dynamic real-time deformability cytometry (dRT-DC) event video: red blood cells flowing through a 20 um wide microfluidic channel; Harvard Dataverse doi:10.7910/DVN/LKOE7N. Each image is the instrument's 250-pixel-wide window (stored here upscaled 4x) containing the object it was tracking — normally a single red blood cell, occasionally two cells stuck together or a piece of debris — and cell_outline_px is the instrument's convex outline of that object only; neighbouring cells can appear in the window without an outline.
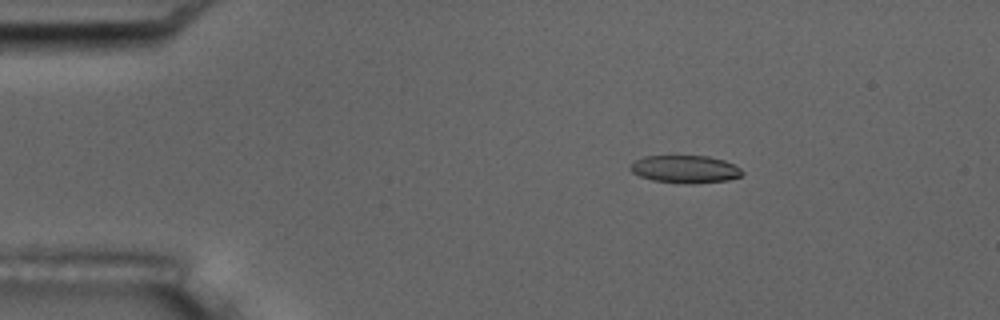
{"species": "common noctule bat (a hibernating species)", "species_latin": "Nyctalus noctula", "temperature_condition": "room temperature", "stored_images_in_passage": 5, "camera_frame_rate_fps": 3000, "um_per_image_px": 0.085, "animal": {"sex": "male", "body_mass_g": 17.5, "forearm_length_mm": 52.3}, "frame": {"image": 1, "passage_image": 3, "time_ms": 3.0, "image_size_px": [1000, 320], "cell_outline_px": [[744, 172], [740, 176], [728, 180], [692, 184], [684, 184], [652, 180], [640, 176], [632, 172], [628, 168], [628, 164], [644, 156], [708, 156], [724, 160], [740, 168]], "centroid_in_image_um": [58.2, 14.38], "position_along_channel_um": 26.8, "area_um2": 18.15}}